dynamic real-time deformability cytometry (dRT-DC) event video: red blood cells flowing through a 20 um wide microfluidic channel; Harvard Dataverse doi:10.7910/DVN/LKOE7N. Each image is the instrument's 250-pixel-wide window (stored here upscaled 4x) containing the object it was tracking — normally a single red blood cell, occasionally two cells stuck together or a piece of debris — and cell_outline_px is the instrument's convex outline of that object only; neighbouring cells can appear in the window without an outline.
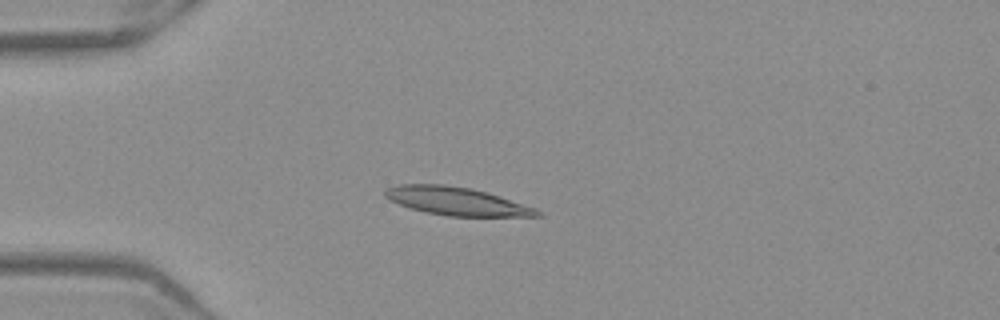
{"species": "Egyptian fruit bat (a non-hibernating species)", "species_latin": "Rousettus aegyptiacus", "temperature_condition": "warm", "stored_images_in_passage": 52, "camera_frame_rate_fps": 3000, "um_per_image_px": 0.085, "frame": {"image": 1, "passage_image": 14, "time_ms": 4.333, "image_size_px": [1000, 320], "cell_outline_px": [[544, 216], [448, 216], [424, 212], [400, 204], [384, 196], [384, 188], [400, 184], [444, 184], [468, 188], [488, 192], [536, 208], [544, 212]], "centroid_in_image_um": [38.84, 17.1], "position_along_channel_um": 46.2, "area_um2": 24.91}}
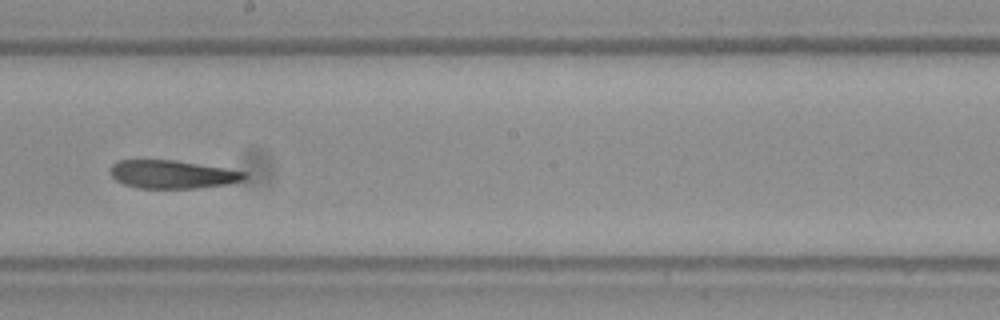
{"frame": {"image": 2, "passage_image": 30, "time_ms": 9.667, "image_size_px": [1000, 320], "cell_outline_px": [[248, 176], [244, 180], [228, 184], [196, 188], [140, 188], [124, 184], [116, 180], [108, 172], [108, 168], [116, 160], [176, 160], [248, 172]], "centroid_in_image_um": [14.64, 14.81], "position_along_channel_um": 233.6, "area_um2": 22.25}}
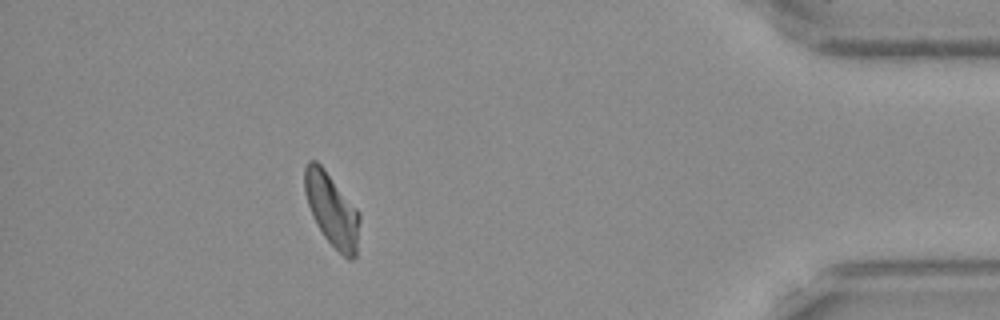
{"frame": {"image": 3, "passage_image": 47, "time_ms": 15.333, "image_size_px": [1000, 320], "cell_outline_px": [[360, 220], [356, 256], [352, 260], [348, 260], [324, 236], [312, 216], [304, 192], [304, 168], [308, 160], [316, 160], [324, 168], [360, 212]], "centroid_in_image_um": [28.21, 17.81], "position_along_channel_um": 407.0, "area_um2": 23.35}}